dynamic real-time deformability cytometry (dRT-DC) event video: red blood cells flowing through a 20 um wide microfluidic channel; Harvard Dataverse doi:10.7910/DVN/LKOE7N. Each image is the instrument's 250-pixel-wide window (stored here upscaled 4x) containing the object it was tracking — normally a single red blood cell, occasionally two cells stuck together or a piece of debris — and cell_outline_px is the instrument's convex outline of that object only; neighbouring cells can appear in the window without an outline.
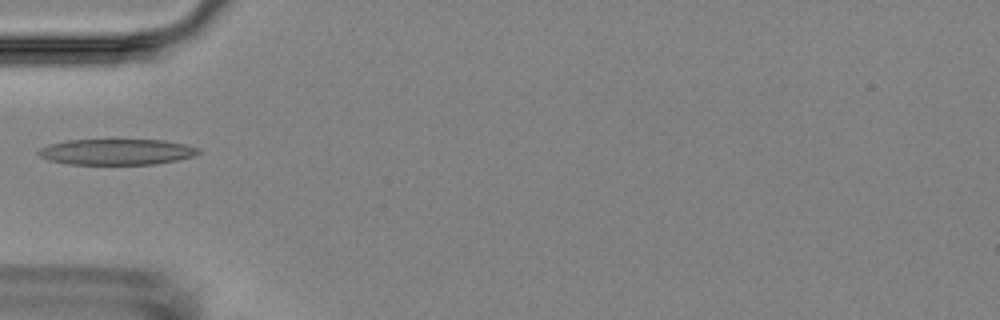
{"species": "Egyptian fruit bat (a non-hibernating species)", "species_latin": "Rousettus aegyptiacus", "temperature_condition": "room temperature", "stored_images_in_passage": 5, "camera_frame_rate_fps": 3000, "um_per_image_px": 0.085, "animal": {"sex": "female"}, "frame": {"image": 1, "passage_image": 5, "time_ms": 4.667, "image_size_px": [1000, 320], "cell_outline_px": [[200, 152], [192, 156], [176, 160], [156, 164], [68, 164], [48, 160], [40, 156], [36, 152], [40, 148], [48, 144], [68, 140], [164, 140], [184, 144], [196, 148]], "centroid_in_image_um": [9.85, 12.91], "position_along_channel_um": 75.1, "area_um2": 23.93}}